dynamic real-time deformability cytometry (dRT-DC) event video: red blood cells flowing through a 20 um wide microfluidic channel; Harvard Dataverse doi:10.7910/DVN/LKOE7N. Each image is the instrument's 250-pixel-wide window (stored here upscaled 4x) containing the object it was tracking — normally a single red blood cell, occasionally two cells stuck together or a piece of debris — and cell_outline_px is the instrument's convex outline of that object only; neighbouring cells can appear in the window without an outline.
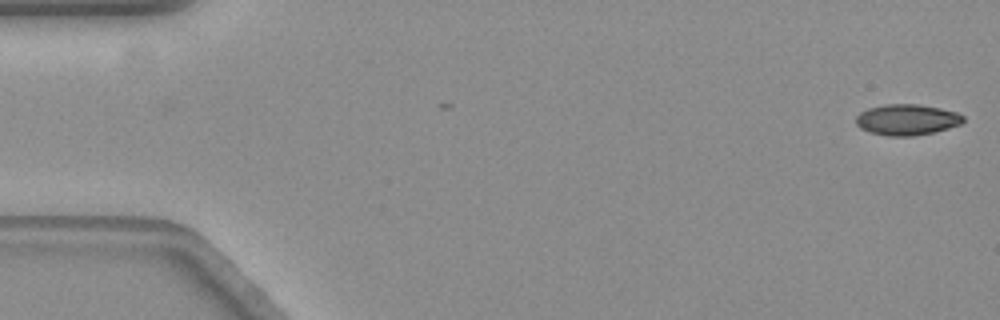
{"species": "common noctule bat (a hibernating species)", "species_latin": "Nyctalus noctula", "temperature_condition": "warm", "stored_images_in_passage": 58, "camera_frame_rate_fps": 3000, "um_per_image_px": 0.085, "animal": {"sex": "female", "body_mass_g": 19.3, "forearm_length_mm": 54.1}, "frame": {"image": 1, "passage_image": 1, "time_ms": 0.0, "image_size_px": [1000, 320], "cell_outline_px": [[964, 120], [960, 124], [932, 132], [912, 136], [888, 136], [872, 132], [860, 128], [856, 124], [856, 116], [860, 112], [868, 108], [884, 104], [916, 104], [940, 108], [956, 112], [964, 116]], "centroid_in_image_um": [77.06, 10.16], "position_along_channel_um": 7.9, "area_um2": 19.13}}
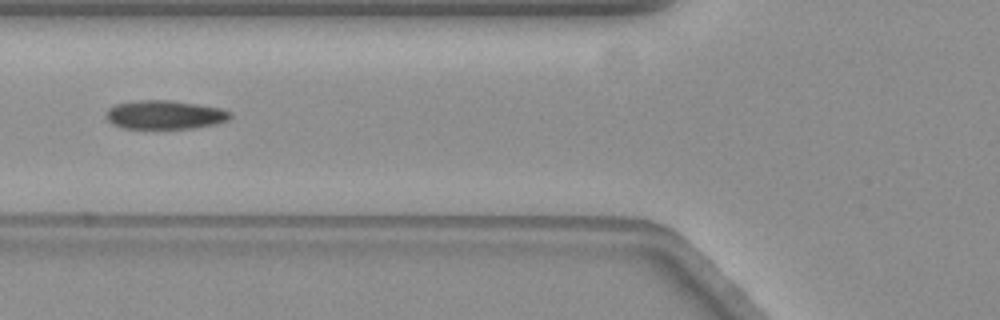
{"frame": {"image": 2, "passage_image": 22, "time_ms": 7.0, "image_size_px": [1000, 320], "cell_outline_px": [[232, 116], [228, 120], [216, 124], [196, 128], [124, 128], [112, 124], [108, 120], [108, 108], [116, 104], [140, 100], [172, 100], [220, 108], [232, 112]], "centroid_in_image_um": [14.05, 9.75], "position_along_channel_um": 111.7, "area_um2": 20.69}}
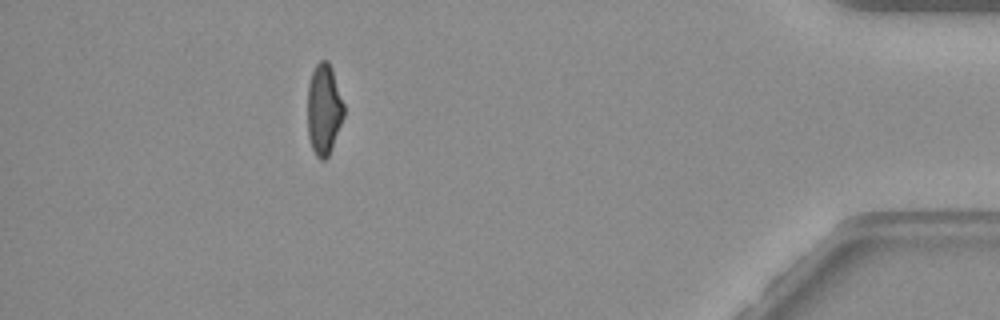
{"frame": {"image": 3, "passage_image": 52, "time_ms": 17.0, "image_size_px": [1000, 320], "cell_outline_px": [[344, 116], [332, 148], [328, 156], [324, 160], [320, 160], [316, 156], [312, 148], [308, 136], [308, 84], [312, 72], [316, 64], [320, 60], [328, 60], [332, 68], [344, 104]], "centroid_in_image_um": [27.53, 9.29], "position_along_channel_um": 407.7, "area_um2": 19.31}, "authors_computed_cell_mechanics": {"area_um2": 20.1144, "velocity_mm_per_s": 3.5268, "shape_relaxation_time_tau1_ms": 5.7931, "shape_relaxation_time_tau2_ms": 2.7533, "deformation_change_tau1": 0.1761, "deformation_change_tau2": 0.0808}}